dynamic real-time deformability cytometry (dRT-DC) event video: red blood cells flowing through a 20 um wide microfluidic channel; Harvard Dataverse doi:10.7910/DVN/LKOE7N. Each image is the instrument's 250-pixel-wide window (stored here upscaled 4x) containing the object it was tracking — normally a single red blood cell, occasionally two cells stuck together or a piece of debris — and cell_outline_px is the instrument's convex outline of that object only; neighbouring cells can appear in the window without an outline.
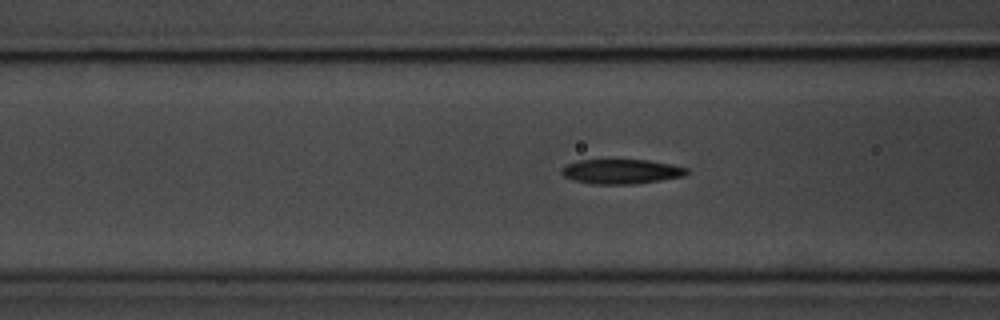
{"species": "common noctule bat (a hibernating species)", "species_latin": "Nyctalus noctula", "temperature_condition": "room temperature", "stored_images_in_passage": 41, "segment_of_instrument_passage": [1, 2], "camera_frame_rate_fps": 3000, "um_per_image_px": 0.085, "animal": {"sex": "male", "body_mass_g": 20.1, "forearm_length_mm": 53.5}, "frame": {"image": 1, "passage_image": 6, "time_ms": 1.667, "image_size_px": [1000, 320], "cell_outline_px": [[688, 172], [684, 176], [660, 180], [632, 184], [592, 184], [576, 180], [564, 176], [560, 172], [560, 168], [576, 160], [648, 160], [672, 164], [688, 168]], "centroid_in_image_um": [52.8, 14.57], "position_along_channel_um": 113.8, "area_um2": 17.92}}
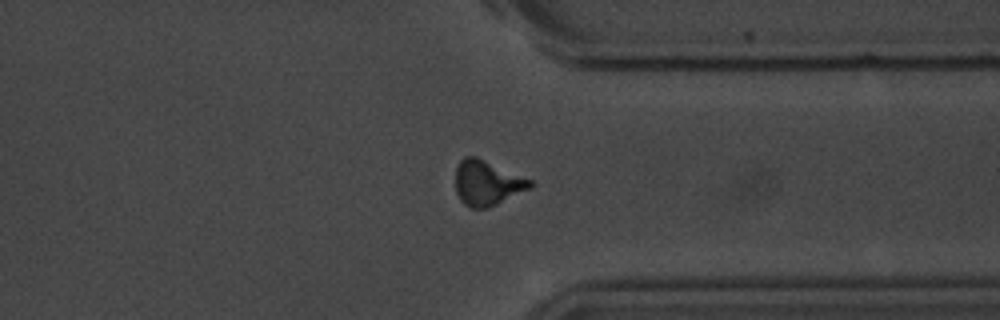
{"frame": {"image": 2, "passage_image": 27, "time_ms": 8.667, "image_size_px": [1000, 320], "cell_outline_px": [[536, 184], [532, 188], [488, 208], [468, 208], [460, 200], [456, 192], [456, 168], [460, 160], [464, 156], [476, 156], [532, 180]], "centroid_in_image_um": [41.42, 15.56], "position_along_channel_um": 370.0, "area_um2": 19.77}}
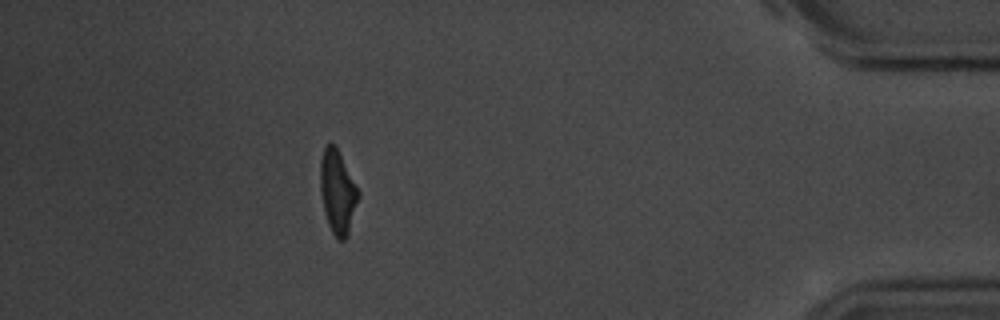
{"frame": {"image": 3, "passage_image": 34, "time_ms": 11.0, "image_size_px": [1000, 320], "cell_outline_px": [[360, 196], [348, 236], [344, 240], [336, 240], [328, 224], [324, 212], [320, 192], [320, 160], [324, 148], [328, 144], [332, 144], [336, 148], [360, 192]], "centroid_in_image_um": [28.7, 16.39], "position_along_channel_um": 406.5, "area_um2": 18.5}}